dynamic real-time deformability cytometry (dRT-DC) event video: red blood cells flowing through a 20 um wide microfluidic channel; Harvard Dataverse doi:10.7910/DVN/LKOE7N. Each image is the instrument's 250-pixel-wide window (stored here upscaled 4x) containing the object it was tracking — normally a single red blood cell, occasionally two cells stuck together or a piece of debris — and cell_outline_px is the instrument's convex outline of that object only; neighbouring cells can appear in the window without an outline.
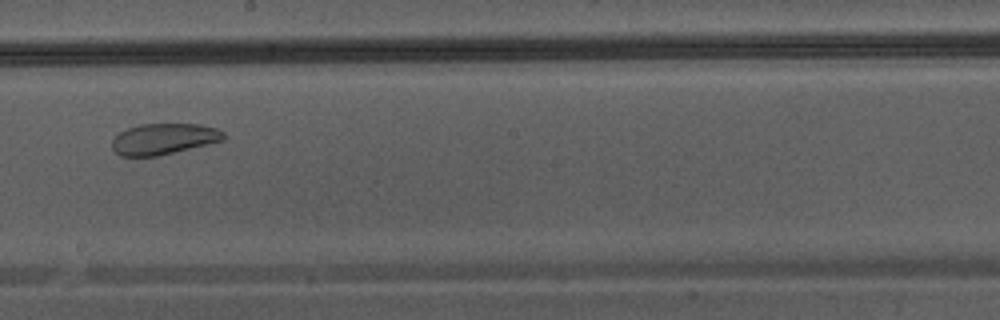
{"species": "Egyptian fruit bat (a non-hibernating species)", "species_latin": "Rousettus aegyptiacus", "temperature_condition": "warm", "stored_images_in_passage": 29, "camera_frame_rate_fps": 3000, "um_per_image_px": 0.085, "animal": {"sex": "male"}, "frame": {"image": 1, "passage_image": 13, "time_ms": 4.0, "image_size_px": [1000, 320], "cell_outline_px": [[224, 140], [156, 156], [120, 156], [112, 148], [112, 140], [120, 132], [128, 128], [140, 124], [200, 124], [216, 128], [224, 132]], "centroid_in_image_um": [13.9, 11.8], "position_along_channel_um": 234.3, "area_um2": 19.94}}
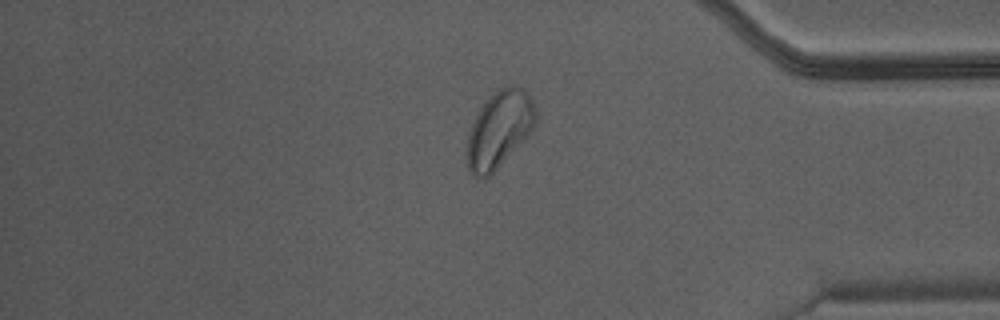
{"frame": {"image": 2, "passage_image": 25, "time_ms": 8.0, "image_size_px": [1000, 320], "cell_outline_px": [[536, 124], [492, 172], [488, 176], [476, 176], [468, 168], [468, 136], [472, 124], [480, 108], [500, 88], [512, 84], [516, 84], [524, 88], [532, 96], [536, 112]], "centroid_in_image_um": [42.47, 10.9], "position_along_channel_um": 392.7, "area_um2": 29.48}}